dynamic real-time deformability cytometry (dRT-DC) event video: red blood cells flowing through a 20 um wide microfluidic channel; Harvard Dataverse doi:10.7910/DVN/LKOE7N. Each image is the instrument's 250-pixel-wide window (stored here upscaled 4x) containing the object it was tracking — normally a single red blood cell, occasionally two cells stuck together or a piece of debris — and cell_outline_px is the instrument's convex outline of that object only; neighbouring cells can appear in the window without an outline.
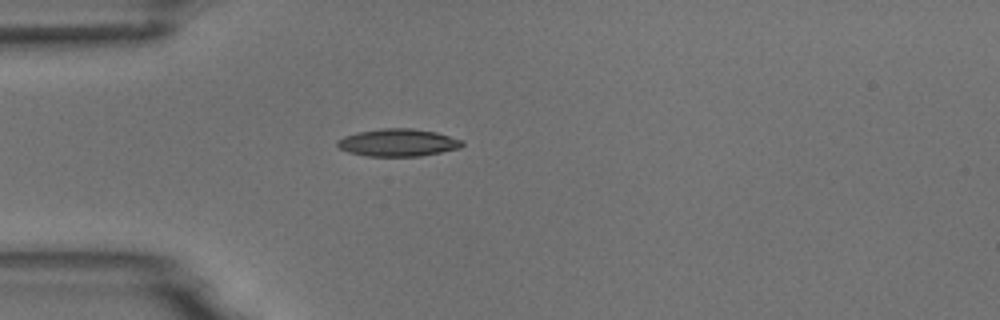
{"species": "common noctule bat (a hibernating species)", "species_latin": "Nyctalus noctula", "temperature_condition": "room temperature", "stored_images_in_passage": 4, "camera_frame_rate_fps": 3000, "um_per_image_px": 0.085, "animal": {"sex": "male", "body_mass_g": 18.8}, "frame": {"image": 1, "passage_image": 3, "time_ms": 3.0, "image_size_px": [1000, 320], "cell_outline_px": [[464, 144], [460, 148], [420, 156], [368, 156], [348, 152], [340, 148], [336, 144], [336, 140], [344, 136], [360, 132], [380, 128], [412, 128], [436, 132], [464, 140]], "centroid_in_image_um": [33.84, 12.12], "position_along_channel_um": 51.2, "area_um2": 20.0}}